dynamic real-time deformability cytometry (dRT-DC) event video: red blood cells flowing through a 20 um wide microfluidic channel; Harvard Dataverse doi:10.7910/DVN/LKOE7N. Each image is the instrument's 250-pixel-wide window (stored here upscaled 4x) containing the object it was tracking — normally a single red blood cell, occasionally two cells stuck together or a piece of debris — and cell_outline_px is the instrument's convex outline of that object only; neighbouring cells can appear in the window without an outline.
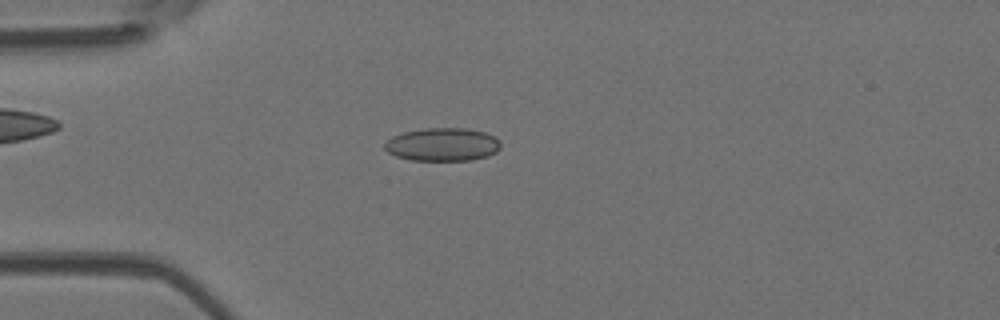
{"species": "Egyptian fruit bat (a non-hibernating species)", "species_latin": "Rousettus aegyptiacus", "temperature_condition": "room temperature", "stored_images_in_passage": 52, "camera_frame_rate_fps": 3000, "um_per_image_px": 0.085, "animal": {"sex": "female"}, "frame": {"image": 1, "passage_image": 14, "time_ms": 4.333, "image_size_px": [1000, 320], "cell_outline_px": [[500, 148], [496, 152], [488, 156], [472, 160], [412, 160], [396, 156], [388, 152], [384, 148], [384, 144], [392, 136], [404, 132], [428, 128], [464, 128], [484, 132], [500, 140]], "centroid_in_image_um": [37.62, 12.28], "position_along_channel_um": 47.4, "area_um2": 22.31}}
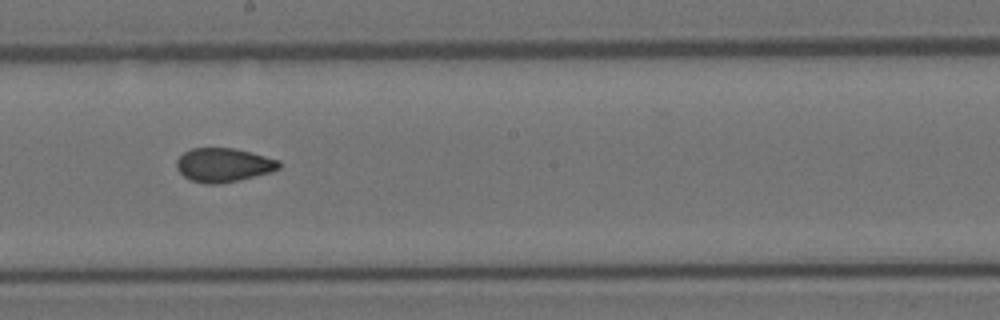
{"frame": {"image": 2, "passage_image": 29, "time_ms": 9.333, "image_size_px": [1000, 320], "cell_outline_px": [[280, 168], [272, 172], [240, 180], [220, 184], [204, 184], [192, 180], [184, 176], [176, 168], [176, 160], [184, 152], [192, 148], [232, 148], [280, 160]], "centroid_in_image_um": [18.99, 14.04], "position_along_channel_um": 229.2, "area_um2": 20.23}}
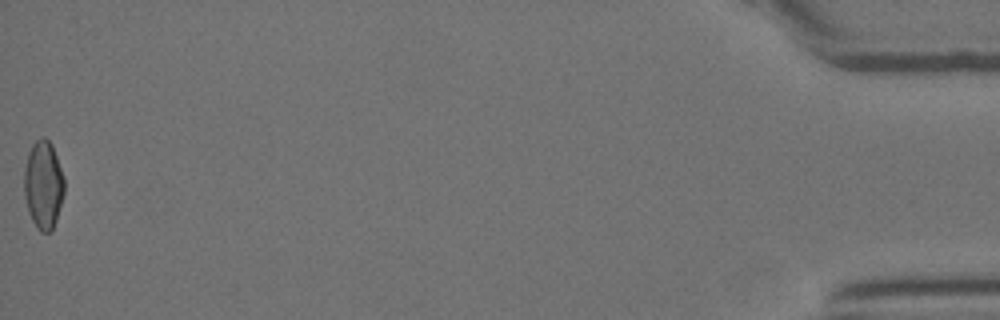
{"frame": {"image": 3, "passage_image": 52, "time_ms": 17.0, "image_size_px": [1000, 320], "cell_outline_px": [[64, 192], [56, 220], [52, 228], [48, 232], [40, 232], [36, 228], [28, 212], [24, 192], [24, 168], [28, 152], [32, 144], [40, 136], [44, 136], [52, 144], [64, 176]], "centroid_in_image_um": [3.67, 15.67], "position_along_channel_um": 431.5, "area_um2": 20.75}, "authors_computed_cell_mechanics": {"area_um2": 20.7213, "velocity_mm_per_s": 3.9236, "shape_relaxation_time_tau1_ms": null, "shape_relaxation_time_tau2_ms": 1.7838, "deformation_change_tau1": null, "deformation_change_tau2": 0.0582}}